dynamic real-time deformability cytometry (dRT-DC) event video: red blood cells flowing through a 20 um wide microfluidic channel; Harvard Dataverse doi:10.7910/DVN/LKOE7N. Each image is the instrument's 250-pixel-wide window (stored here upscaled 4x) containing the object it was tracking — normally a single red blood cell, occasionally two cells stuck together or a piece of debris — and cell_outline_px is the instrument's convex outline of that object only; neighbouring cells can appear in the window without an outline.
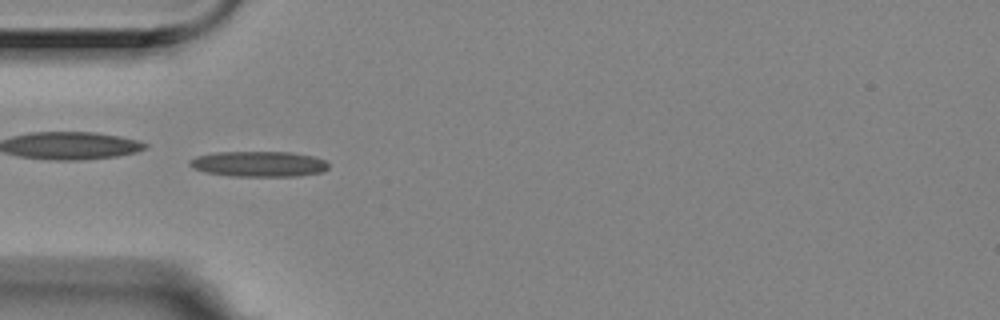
{"species": "Egyptian fruit bat (a non-hibernating species)", "species_latin": "Rousettus aegyptiacus", "temperature_condition": "room temperature", "stored_images_in_passage": 9, "camera_frame_rate_fps": 3000, "um_per_image_px": 0.085, "animal": {"sex": "female"}, "frame": {"image": 1, "passage_image": 4, "time_ms": 1.0, "image_size_px": [1000, 320], "cell_outline_px": [[328, 168], [324, 172], [296, 176], [232, 176], [204, 172], [192, 168], [188, 164], [188, 160], [196, 156], [216, 152], [292, 152], [316, 156], [324, 160], [328, 164]], "centroid_in_image_um": [21.99, 13.93], "position_along_channel_um": 63.0, "area_um2": 20.87}}
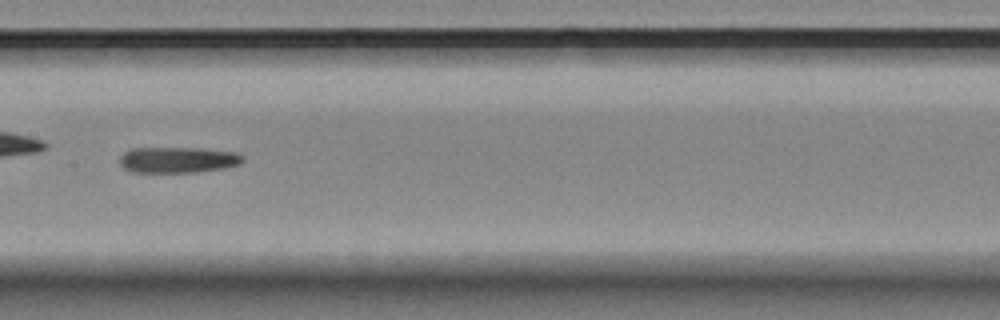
{"frame": {"image": 2, "passage_image": 7, "time_ms": 2.0, "image_size_px": [1000, 320], "cell_outline_px": [[244, 160], [240, 164], [224, 168], [196, 172], [132, 172], [124, 168], [120, 164], [120, 156], [124, 152], [132, 148], [200, 148], [236, 152], [244, 156]], "centroid_in_image_um": [15.13, 13.58], "position_along_channel_um": 192.3, "area_um2": 18.67}}
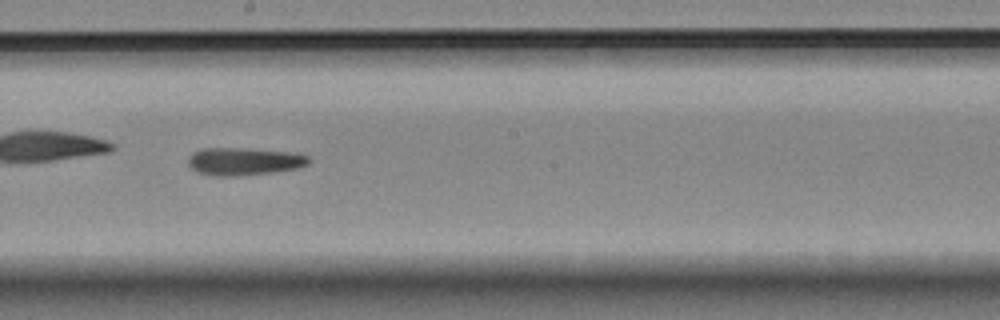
{"frame": {"image": 3, "passage_image": 8, "time_ms": 2.333, "image_size_px": [1000, 320], "cell_outline_px": [[312, 160], [308, 164], [300, 168], [272, 172], [236, 176], [216, 176], [196, 172], [188, 164], [188, 156], [200, 148], [244, 148], [300, 152], [312, 156]], "centroid_in_image_um": [20.82, 13.7], "position_along_channel_um": 227.4, "area_um2": 19.94}}